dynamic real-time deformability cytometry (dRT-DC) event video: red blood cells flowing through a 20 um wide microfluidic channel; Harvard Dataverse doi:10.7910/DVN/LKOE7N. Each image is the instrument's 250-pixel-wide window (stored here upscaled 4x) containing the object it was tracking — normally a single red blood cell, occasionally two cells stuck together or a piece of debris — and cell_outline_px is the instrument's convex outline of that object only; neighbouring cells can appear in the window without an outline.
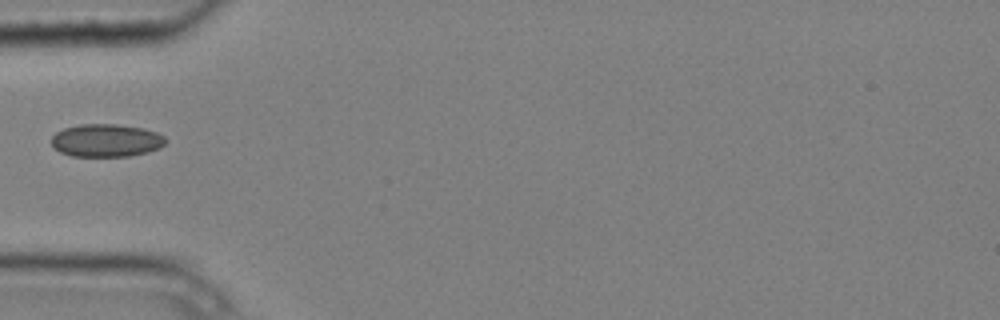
{"species": "common noctule bat (a hibernating species)", "species_latin": "Nyctalus noctula", "temperature_condition": "cold", "stored_images_in_passage": 4, "camera_frame_rate_fps": 3000, "um_per_image_px": 0.085, "animal": {"sex": "male", "body_mass_g": 20.4}, "frame": {"image": 1, "passage_image": 4, "time_ms": 1.0, "image_size_px": [1000, 320], "cell_outline_px": [[168, 140], [160, 148], [148, 152], [128, 156], [72, 156], [60, 152], [52, 144], [52, 136], [56, 132], [64, 128], [80, 124], [116, 124], [144, 128], [156, 132], [164, 136]], "centroid_in_image_um": [9.05, 11.93], "position_along_channel_um": 75.9, "area_um2": 21.91}}